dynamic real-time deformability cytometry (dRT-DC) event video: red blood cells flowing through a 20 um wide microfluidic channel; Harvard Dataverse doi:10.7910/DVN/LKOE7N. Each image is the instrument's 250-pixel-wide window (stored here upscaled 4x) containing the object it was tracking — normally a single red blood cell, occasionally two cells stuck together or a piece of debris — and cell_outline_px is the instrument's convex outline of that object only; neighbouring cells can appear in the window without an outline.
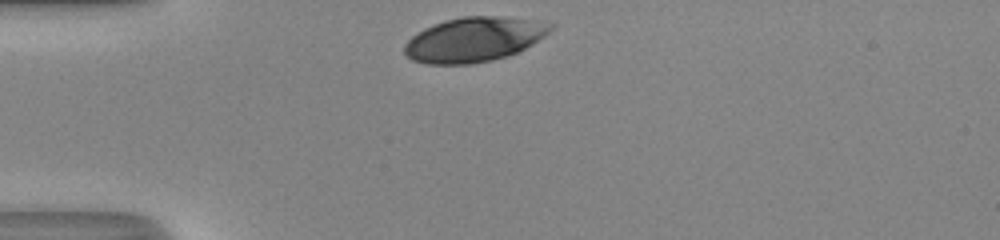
{"species": "human", "species_latin": "Homo sapiens", "temperature_condition": "room temperature", "stored_images_in_passage": 28, "camera_frame_rate_fps": 3000, "um_per_image_px": 0.085, "donor": {"sex": "male"}, "frame": {"image": 1, "passage_image": 1, "time_ms": 0.0, "image_size_px": [1000, 240], "cell_outline_px": [[556, 24], [544, 36], [532, 44], [516, 52], [492, 60], [472, 64], [424, 64], [412, 60], [404, 52], [404, 44], [412, 36], [424, 28], [444, 20], [464, 16], [504, 16]], "centroid_in_image_um": [40.26, 3.35], "position_along_channel_um": 44.7, "area_um2": 37.8}}
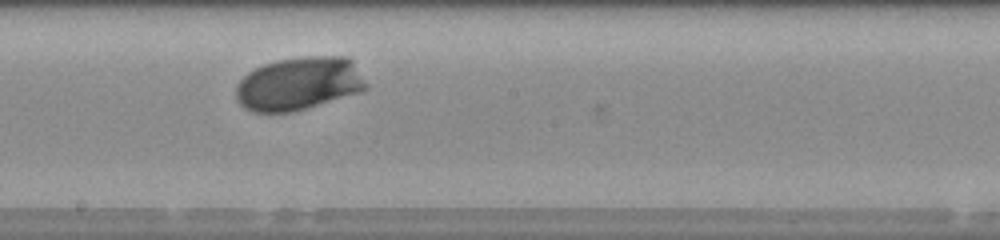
{"frame": {"image": 2, "passage_image": 16, "time_ms": 5.0, "image_size_px": [1000, 240], "cell_outline_px": [[368, 88], [360, 92], [308, 108], [292, 112], [252, 112], [244, 108], [236, 100], [236, 84], [248, 72], [264, 64], [276, 60], [304, 56], [348, 56], [352, 60], [368, 84]], "centroid_in_image_um": [25.41, 7.11], "position_along_channel_um": 222.8, "area_um2": 40.69}}
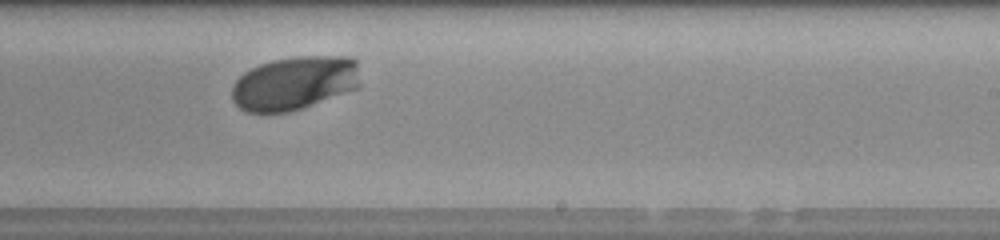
{"frame": {"image": 3, "passage_image": 19, "time_ms": 6.0, "image_size_px": [1000, 240], "cell_outline_px": [[360, 84], [356, 88], [300, 108], [288, 112], [248, 112], [240, 108], [232, 100], [232, 84], [244, 72], [260, 64], [272, 60], [296, 56], [352, 56], [356, 60]], "centroid_in_image_um": [25.01, 7.04], "position_along_channel_um": 264.0, "area_um2": 39.94}, "authors_computed_cell_mechanics": {"area_um2": 39.5352, "velocity_mm_per_s": 4.129, "shape_relaxation_time_tau1_ms": 1.9522, "shape_relaxation_time_tau2_ms": null, "deformation_change_tau1": 0.1485, "deformation_change_tau2": null}}